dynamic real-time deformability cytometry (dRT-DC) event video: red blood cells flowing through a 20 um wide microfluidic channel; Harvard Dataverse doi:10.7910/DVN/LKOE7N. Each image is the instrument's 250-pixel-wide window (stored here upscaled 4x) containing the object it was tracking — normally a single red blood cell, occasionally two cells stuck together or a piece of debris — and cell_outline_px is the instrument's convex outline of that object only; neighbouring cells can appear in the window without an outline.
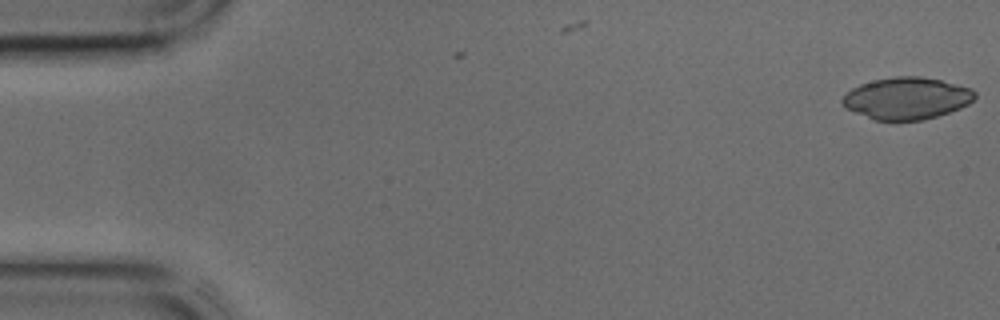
{"species": "common noctule bat (a hibernating species)", "species_latin": "Nyctalus noctula", "temperature_condition": "cold", "stored_images_in_passage": 43, "camera_frame_rate_fps": 3000, "um_per_image_px": 0.085, "animal": {"sex": "male", "body_mass_g": 17.9, "forearm_length_mm": 54.2}, "frame": {"image": 1, "passage_image": 1, "time_ms": 0.0, "image_size_px": [1000, 320], "cell_outline_px": [[976, 96], [968, 104], [960, 108], [924, 120], [872, 120], [844, 108], [840, 100], [852, 88], [860, 84], [872, 80], [896, 76], [920, 76], [940, 80], [972, 88], [976, 92]], "centroid_in_image_um": [77.04, 8.35], "position_along_channel_um": 8.0, "area_um2": 32.48}}
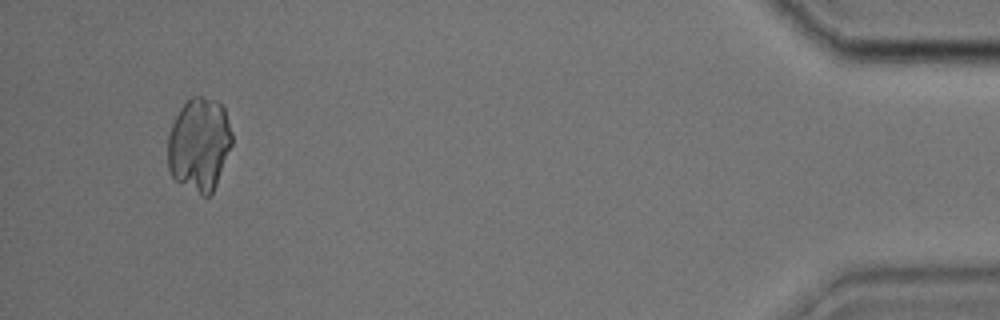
{"frame": {"image": 2, "passage_image": 41, "time_ms": 13.333, "image_size_px": [1000, 320], "cell_outline_px": [[232, 144], [216, 184], [212, 192], [208, 196], [204, 196], [176, 180], [172, 176], [168, 168], [168, 136], [172, 124], [180, 108], [192, 96], [200, 96], [216, 100], [224, 108], [232, 132]], "centroid_in_image_um": [16.94, 12.25], "position_along_channel_um": 418.3, "area_um2": 34.68}}